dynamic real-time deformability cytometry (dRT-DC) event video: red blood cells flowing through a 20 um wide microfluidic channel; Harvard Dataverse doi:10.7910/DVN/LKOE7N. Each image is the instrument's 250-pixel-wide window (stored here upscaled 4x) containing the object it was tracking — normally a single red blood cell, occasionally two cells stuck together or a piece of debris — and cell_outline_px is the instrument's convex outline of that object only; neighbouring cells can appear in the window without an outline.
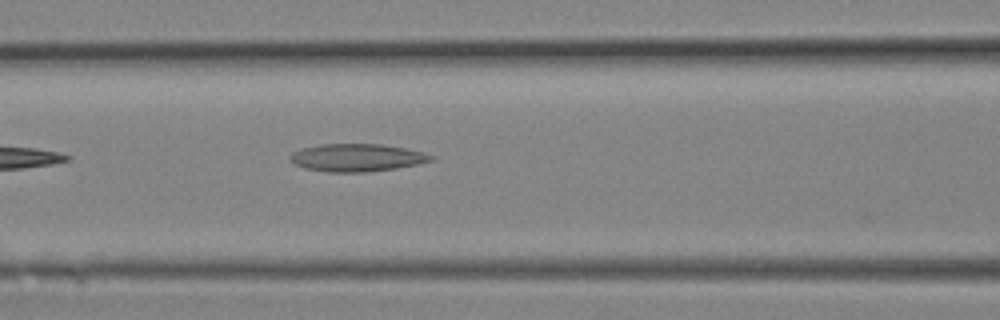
{"species": "Egyptian fruit bat (a non-hibernating species)", "species_latin": "Rousettus aegyptiacus", "temperature_condition": "room temperature", "stored_images_in_passage": 7, "camera_frame_rate_fps": 3000, "um_per_image_px": 0.085, "animal": {"sex": "female"}, "frame": {"image": 1, "passage_image": 7, "time_ms": 2.0, "image_size_px": [1000, 320], "cell_outline_px": [[436, 156], [432, 160], [420, 164], [396, 168], [368, 172], [328, 172], [304, 168], [296, 164], [288, 156], [292, 152], [304, 148], [320, 144], [380, 144], [404, 148], [424, 152]], "centroid_in_image_um": [30.37, 13.4], "position_along_channel_um": 136.2, "area_um2": 22.72}}